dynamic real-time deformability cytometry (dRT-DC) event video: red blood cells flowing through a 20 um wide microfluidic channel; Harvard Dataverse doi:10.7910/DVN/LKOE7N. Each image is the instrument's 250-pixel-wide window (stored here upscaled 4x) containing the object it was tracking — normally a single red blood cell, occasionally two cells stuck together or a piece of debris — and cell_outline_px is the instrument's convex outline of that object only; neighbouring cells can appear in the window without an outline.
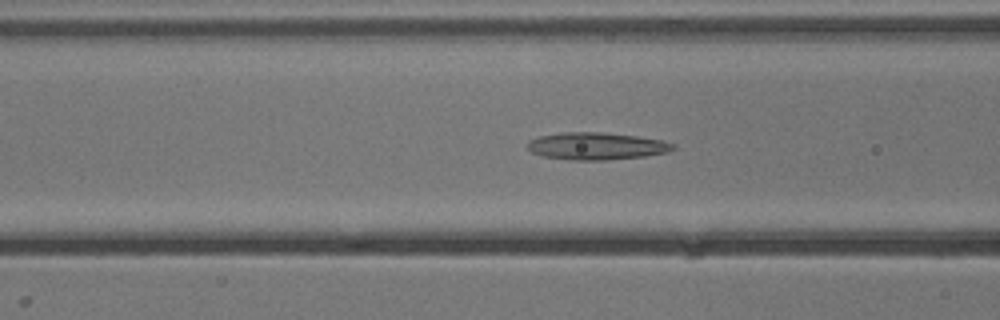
{"species": "common noctule bat (a hibernating species)", "species_latin": "Nyctalus noctula", "temperature_condition": "cold", "stored_images_in_passage": 54, "camera_frame_rate_fps": 3000, "um_per_image_px": 0.085, "animal": {"sex": "male", "body_mass_g": 13.3}, "frame": {"image": 1, "passage_image": 21, "time_ms": 6.667, "image_size_px": [1000, 320], "cell_outline_px": [[676, 148], [668, 152], [644, 156], [608, 160], [568, 160], [544, 156], [532, 152], [528, 148], [528, 140], [540, 136], [564, 132], [604, 132], [636, 136], [660, 140], [676, 144]], "centroid_in_image_um": [50.71, 12.42], "position_along_channel_um": 115.9, "area_um2": 23.12}}
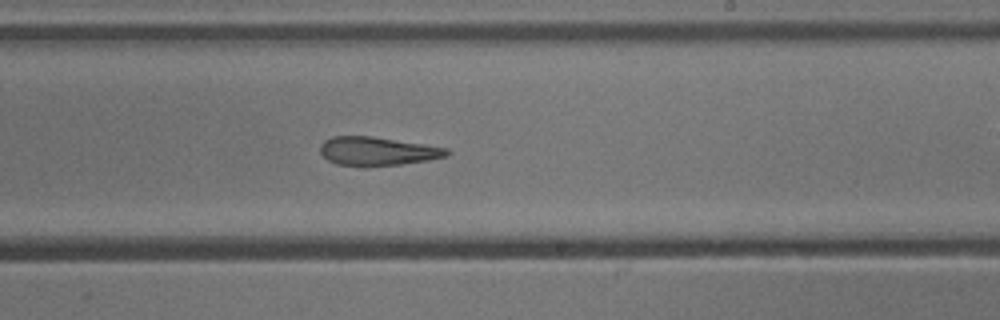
{"frame": {"image": 2, "passage_image": 32, "time_ms": 10.333, "image_size_px": [1000, 320], "cell_outline_px": [[452, 152], [448, 156], [428, 160], [400, 164], [364, 168], [336, 164], [328, 160], [320, 152], [320, 144], [324, 140], [332, 136], [368, 136], [424, 144], [448, 148]], "centroid_in_image_um": [32.07, 12.87], "position_along_channel_um": 256.9, "area_um2": 21.44}}
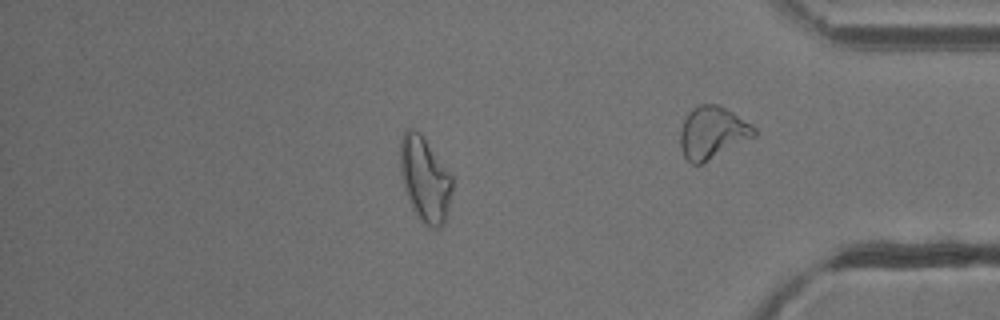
{"frame": {"image": 3, "passage_image": 46, "time_ms": 15.0, "image_size_px": [1000, 320], "cell_outline_px": [[452, 188], [448, 208], [444, 224], [440, 228], [432, 228], [424, 224], [416, 216], [412, 208], [404, 188], [400, 176], [400, 140], [404, 132], [408, 128], [412, 128], [420, 132], [452, 176]], "centroid_in_image_um": [36.09, 15.24], "position_along_channel_um": 399.1, "area_um2": 25.78}, "authors_computed_cell_mechanics": {"area_um2": 24.1315, "velocity_mm_per_s": 3.8478, "shape_relaxation_time_tau1_ms": null, "shape_relaxation_time_tau2_ms": 5.7123, "deformation_change_tau1": null, "deformation_change_tau2": 0.1778}}